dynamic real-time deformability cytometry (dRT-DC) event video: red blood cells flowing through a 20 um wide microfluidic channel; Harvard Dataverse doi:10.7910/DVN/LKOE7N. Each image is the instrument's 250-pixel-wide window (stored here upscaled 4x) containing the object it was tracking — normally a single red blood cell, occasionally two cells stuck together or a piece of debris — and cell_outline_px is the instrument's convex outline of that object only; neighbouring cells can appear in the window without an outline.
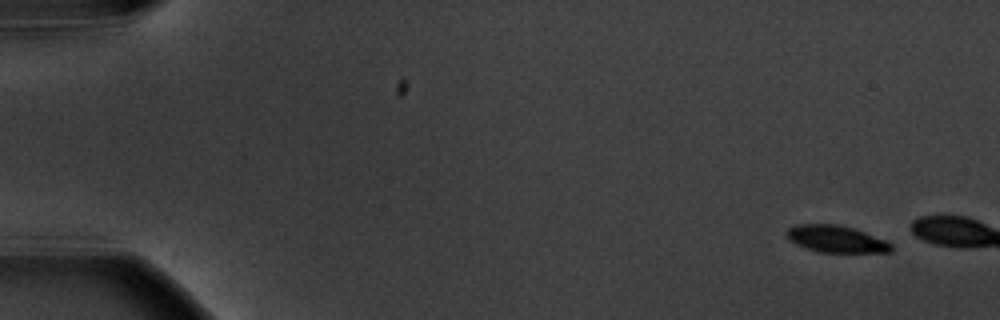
{"species": "common noctule bat (a hibernating species)", "species_latin": "Nyctalus noctula", "temperature_condition": "warm", "stored_images_in_passage": 3, "camera_frame_rate_fps": 3000, "um_per_image_px": 0.085, "animal": {"sex": "male", "body_mass_g": 20.1, "forearm_length_mm": 53.5}, "frame": {"image": 1, "passage_image": 1, "time_ms": 0.0, "image_size_px": [1000, 320], "cell_outline_px": [[892, 252], [820, 252], [796, 244], [788, 240], [788, 228], [796, 224], [840, 224], [856, 228], [888, 240], [892, 244]], "centroid_in_image_um": [71.14, 20.3], "position_along_channel_um": 13.9, "area_um2": 16.59}}